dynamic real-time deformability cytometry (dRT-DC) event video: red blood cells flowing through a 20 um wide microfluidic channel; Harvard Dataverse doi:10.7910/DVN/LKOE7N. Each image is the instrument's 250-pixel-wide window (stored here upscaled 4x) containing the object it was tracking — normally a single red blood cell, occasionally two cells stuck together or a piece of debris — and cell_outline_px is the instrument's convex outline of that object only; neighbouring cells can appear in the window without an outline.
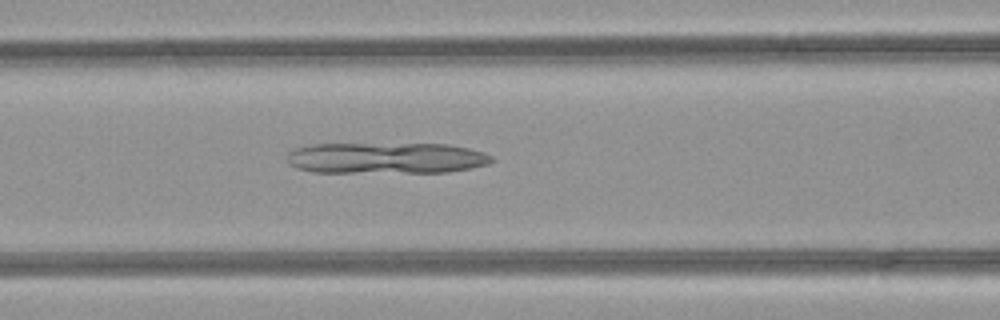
{"species": "common noctule bat (a hibernating species)", "species_latin": "Nyctalus noctula", "temperature_condition": "room temperature", "stored_images_in_passage": 5, "camera_frame_rate_fps": 3000, "um_per_image_px": 0.085, "animal": {"sex": "female", "body_mass_g": 21.9}, "frame": {"image": 1, "passage_image": 5, "time_ms": 1.333, "image_size_px": [1000, 320], "cell_outline_px": [[496, 160], [488, 164], [472, 168], [448, 172], [312, 172], [296, 168], [288, 164], [288, 152], [292, 148], [312, 144], [448, 144], [468, 148], [484, 152], [492, 156]], "centroid_in_image_um": [32.82, 13.43], "position_along_channel_um": 133.8, "area_um2": 37.45}}